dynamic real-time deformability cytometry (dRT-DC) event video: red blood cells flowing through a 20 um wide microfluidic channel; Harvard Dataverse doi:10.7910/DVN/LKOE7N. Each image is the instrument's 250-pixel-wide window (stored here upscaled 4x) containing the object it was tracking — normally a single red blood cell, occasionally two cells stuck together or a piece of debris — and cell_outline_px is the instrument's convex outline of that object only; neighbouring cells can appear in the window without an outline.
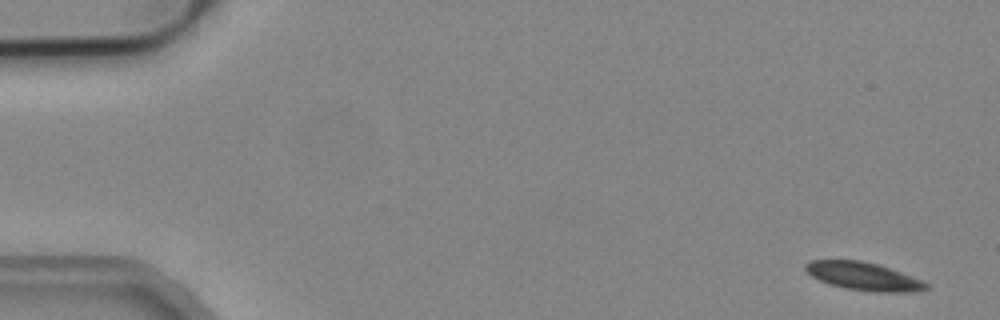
{"species": "common noctule bat (a hibernating species)", "species_latin": "Nyctalus noctula", "temperature_condition": "cold", "stored_images_in_passage": 4, "camera_frame_rate_fps": 3000, "um_per_image_px": 0.085, "animal": {"sex": "male", "body_mass_g": 19.2, "forearm_length_mm": 51.8}, "frame": {"image": 1, "passage_image": 1, "time_ms": 0.0, "image_size_px": [1000, 320], "cell_outline_px": [[928, 288], [920, 292], [872, 292], [844, 288], [828, 284], [812, 276], [804, 268], [804, 264], [812, 260], [860, 260], [876, 264], [900, 272], [920, 280], [928, 284]], "centroid_in_image_um": [73.38, 23.5], "position_along_channel_um": 11.6, "area_um2": 19.59}}